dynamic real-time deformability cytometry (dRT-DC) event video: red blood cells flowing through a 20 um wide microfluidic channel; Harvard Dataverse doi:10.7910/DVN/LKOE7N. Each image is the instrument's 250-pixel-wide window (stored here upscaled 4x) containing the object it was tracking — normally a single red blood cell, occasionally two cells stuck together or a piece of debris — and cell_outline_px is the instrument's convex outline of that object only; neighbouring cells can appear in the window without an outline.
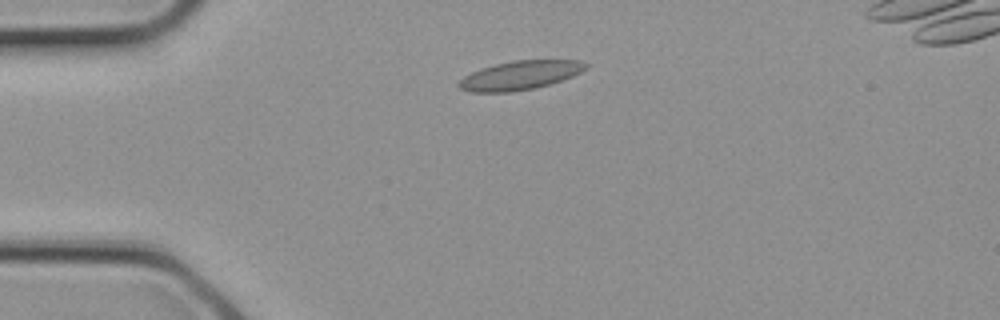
{"species": "common noctule bat (a hibernating species)", "species_latin": "Nyctalus noctula", "temperature_condition": "cold", "stored_images_in_passage": 1, "camera_frame_rate_fps": 3000, "um_per_image_px": 0.085, "animal": {"sex": "female", "body_mass_g": 21.9}, "frame": {"image": 1, "passage_image": 1, "time_ms": 0.0, "image_size_px": [1000, 320], "cell_outline_px": [[588, 68], [572, 76], [536, 88], [508, 92], [472, 92], [460, 88], [456, 84], [464, 76], [472, 72], [496, 64], [512, 60], [580, 60], [588, 64]], "centroid_in_image_um": [44.21, 6.4], "position_along_channel_um": 40.8, "area_um2": 21.15}}